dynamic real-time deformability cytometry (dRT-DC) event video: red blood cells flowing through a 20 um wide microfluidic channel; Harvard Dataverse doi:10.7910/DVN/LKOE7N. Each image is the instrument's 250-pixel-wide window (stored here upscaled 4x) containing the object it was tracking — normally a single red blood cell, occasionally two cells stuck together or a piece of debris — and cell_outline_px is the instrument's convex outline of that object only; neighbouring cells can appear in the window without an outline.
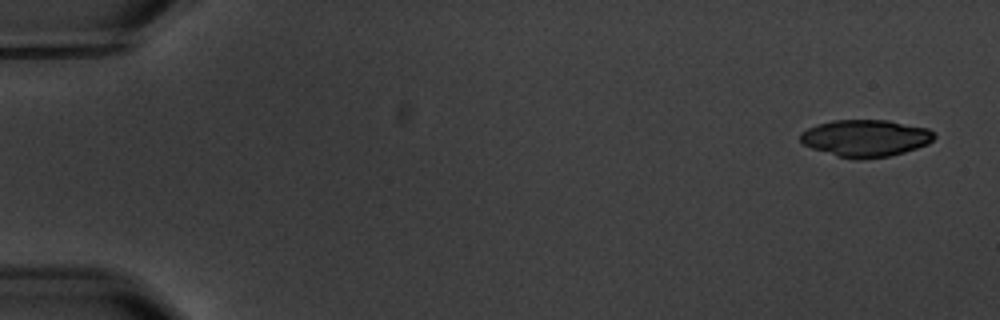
{"species": "common noctule bat (a hibernating species)", "species_latin": "Nyctalus noctula", "temperature_condition": "warm", "stored_images_in_passage": 4, "camera_frame_rate_fps": 3000, "um_per_image_px": 0.085, "animal": {"sex": "male", "body_mass_g": 20.1, "forearm_length_mm": 53.5}, "frame": {"image": 1, "passage_image": 1, "time_ms": 0.0, "image_size_px": [1000, 320], "cell_outline_px": [[936, 136], [928, 144], [904, 152], [888, 156], [860, 160], [856, 160], [836, 156], [812, 148], [804, 144], [800, 140], [800, 132], [816, 124], [832, 120], [888, 120], [928, 128], [936, 132]], "centroid_in_image_um": [73.57, 11.74], "position_along_channel_um": 11.4, "area_um2": 29.07}}